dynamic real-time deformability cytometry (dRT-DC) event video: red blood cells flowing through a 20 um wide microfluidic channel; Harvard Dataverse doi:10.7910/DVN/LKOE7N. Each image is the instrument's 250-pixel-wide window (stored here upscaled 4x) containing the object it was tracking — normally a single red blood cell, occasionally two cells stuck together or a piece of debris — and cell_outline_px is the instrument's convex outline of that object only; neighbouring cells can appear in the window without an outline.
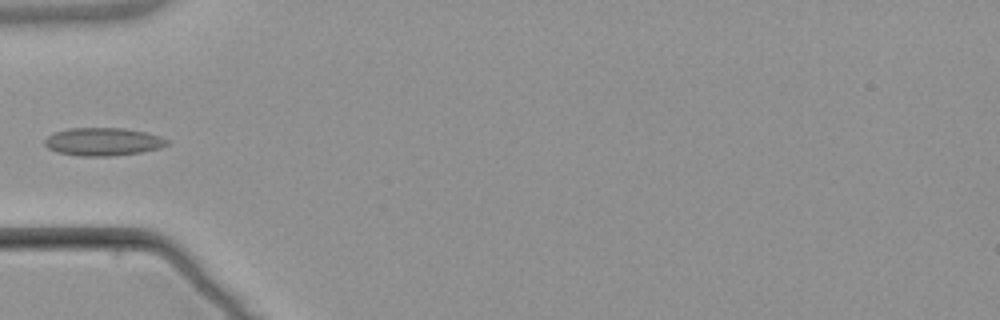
{"species": "common noctule bat (a hibernating species)", "species_latin": "Nyctalus noctula", "temperature_condition": "warm", "stored_images_in_passage": 4, "camera_frame_rate_fps": 3000, "um_per_image_px": 0.085, "animal": {"sex": "male", "body_mass_g": 21.5, "forearm_length_mm": 52.0}, "frame": {"image": 1, "passage_image": 4, "time_ms": 3.667, "image_size_px": [1000, 320], "cell_outline_px": [[168, 144], [160, 148], [140, 152], [112, 156], [80, 156], [56, 152], [48, 148], [44, 144], [44, 140], [48, 136], [56, 132], [68, 128], [124, 128], [148, 132], [160, 136], [168, 140]], "centroid_in_image_um": [8.76, 12.04], "position_along_channel_um": 76.2, "area_um2": 20.0}}